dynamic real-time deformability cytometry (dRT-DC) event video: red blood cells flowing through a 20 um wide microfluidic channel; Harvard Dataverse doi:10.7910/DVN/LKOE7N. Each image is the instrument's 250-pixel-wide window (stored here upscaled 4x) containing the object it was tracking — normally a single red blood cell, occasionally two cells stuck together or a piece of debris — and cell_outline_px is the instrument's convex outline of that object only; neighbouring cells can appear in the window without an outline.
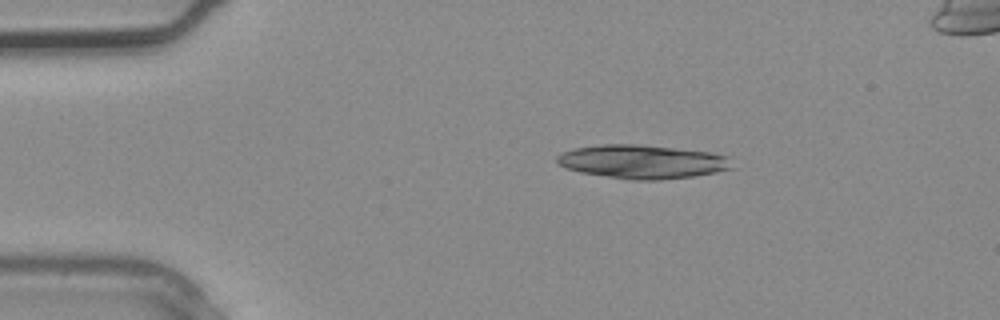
{"species": "common noctule bat (a hibernating species)", "species_latin": "Nyctalus noctula", "temperature_condition": "warm", "stored_images_in_passage": 2, "camera_frame_rate_fps": 3000, "um_per_image_px": 0.085, "animal": {"sex": "male", "body_mass_g": 20.4}, "frame": {"image": 1, "passage_image": 2, "time_ms": 0.333, "image_size_px": [1000, 320], "cell_outline_px": [[732, 168], [716, 172], [696, 176], [660, 180], [632, 180], [580, 172], [564, 168], [556, 160], [556, 156], [572, 148], [600, 144], [636, 144], [712, 152], [728, 156]], "centroid_in_image_um": [54.58, 13.74], "position_along_channel_um": 30.4, "area_um2": 34.45}}